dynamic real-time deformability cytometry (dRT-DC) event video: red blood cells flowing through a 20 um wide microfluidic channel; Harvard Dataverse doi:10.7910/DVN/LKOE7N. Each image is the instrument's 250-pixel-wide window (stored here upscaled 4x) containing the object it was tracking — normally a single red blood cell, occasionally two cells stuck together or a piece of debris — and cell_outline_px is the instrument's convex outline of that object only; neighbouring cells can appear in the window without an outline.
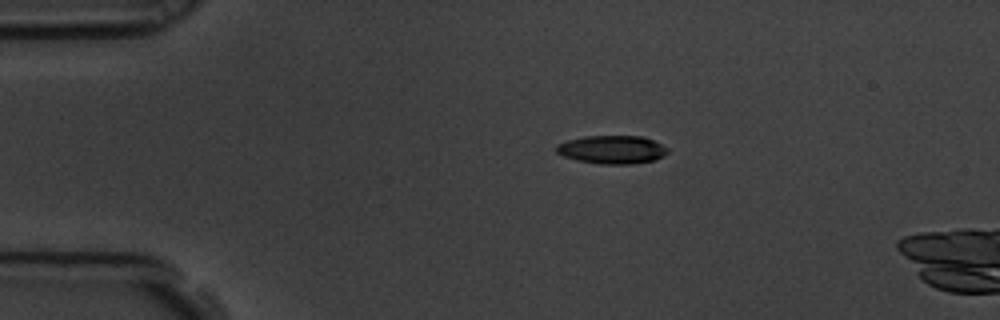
{"species": "common noctule bat (a hibernating species)", "species_latin": "Nyctalus noctula", "temperature_condition": "room temperature", "stored_images_in_passage": 3, "camera_frame_rate_fps": 3000, "um_per_image_px": 0.085, "animal": {"sex": "male", "body_mass_g": 19.5, "forearm_length_mm": 54.6}, "frame": {"image": 1, "passage_image": 1, "time_ms": 0.0, "image_size_px": [1000, 320], "cell_outline_px": [[668, 152], [664, 156], [656, 160], [632, 164], [600, 164], [576, 160], [564, 156], [556, 152], [556, 144], [568, 140], [584, 136], [640, 136], [652, 140], [668, 148]], "centroid_in_image_um": [52.02, 12.72], "position_along_channel_um": 33.0, "area_um2": 18.38}}